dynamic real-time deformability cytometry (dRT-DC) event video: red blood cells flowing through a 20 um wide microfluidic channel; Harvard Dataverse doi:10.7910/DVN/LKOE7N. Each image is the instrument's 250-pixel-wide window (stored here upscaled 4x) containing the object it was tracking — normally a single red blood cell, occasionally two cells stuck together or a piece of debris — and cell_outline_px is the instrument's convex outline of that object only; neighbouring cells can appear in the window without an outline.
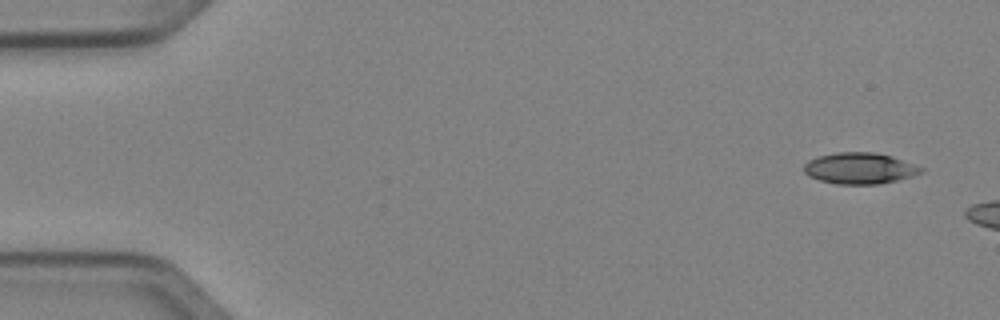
{"species": "Egyptian fruit bat (a non-hibernating species)", "species_latin": "Rousettus aegyptiacus", "temperature_condition": "cold", "stored_images_in_passage": 10, "camera_frame_rate_fps": 3000, "um_per_image_px": 0.085, "animal": {"sex": "female"}, "frame": {"image": 1, "passage_image": 1, "time_ms": 0.0, "image_size_px": [1000, 320], "cell_outline_px": [[924, 172], [896, 180], [880, 184], [836, 184], [820, 180], [808, 176], [804, 172], [804, 164], [808, 160], [820, 156], [836, 152], [872, 152], [892, 156], [916, 164], [924, 168]], "centroid_in_image_um": [73.08, 14.3], "position_along_channel_um": 11.9, "area_um2": 21.33}}